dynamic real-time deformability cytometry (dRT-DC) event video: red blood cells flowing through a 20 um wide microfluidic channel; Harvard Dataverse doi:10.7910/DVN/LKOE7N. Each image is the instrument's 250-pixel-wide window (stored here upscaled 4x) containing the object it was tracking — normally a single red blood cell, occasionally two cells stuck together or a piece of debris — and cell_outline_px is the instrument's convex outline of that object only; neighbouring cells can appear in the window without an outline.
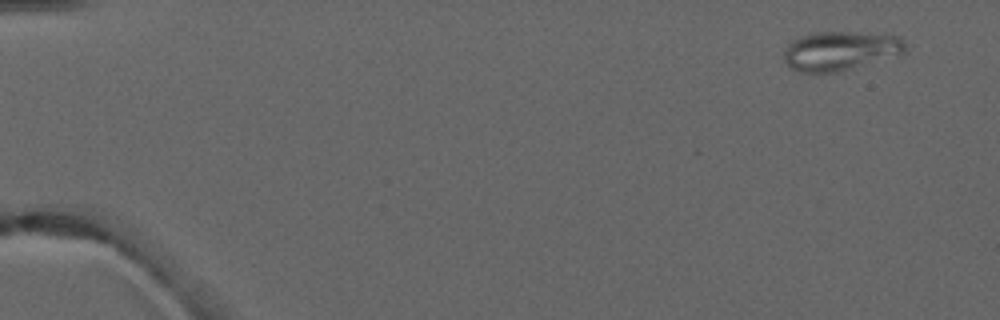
{"species": "common noctule bat (a hibernating species)", "species_latin": "Nyctalus noctula", "temperature_condition": "warm", "stored_images_in_passage": 4, "camera_frame_rate_fps": 3000, "um_per_image_px": 0.085, "animal": {"sex": "male", "forearm_length_mm": 52.5}, "frame": {"image": 1, "passage_image": 1, "time_ms": 0.0, "image_size_px": [1000, 320], "cell_outline_px": [[904, 52], [836, 72], [800, 72], [792, 68], [784, 60], [784, 48], [792, 40], [800, 36], [812, 32], [856, 32], [900, 36], [904, 40]], "centroid_in_image_um": [71.35, 4.29], "position_along_channel_um": 13.7, "area_um2": 27.17}}